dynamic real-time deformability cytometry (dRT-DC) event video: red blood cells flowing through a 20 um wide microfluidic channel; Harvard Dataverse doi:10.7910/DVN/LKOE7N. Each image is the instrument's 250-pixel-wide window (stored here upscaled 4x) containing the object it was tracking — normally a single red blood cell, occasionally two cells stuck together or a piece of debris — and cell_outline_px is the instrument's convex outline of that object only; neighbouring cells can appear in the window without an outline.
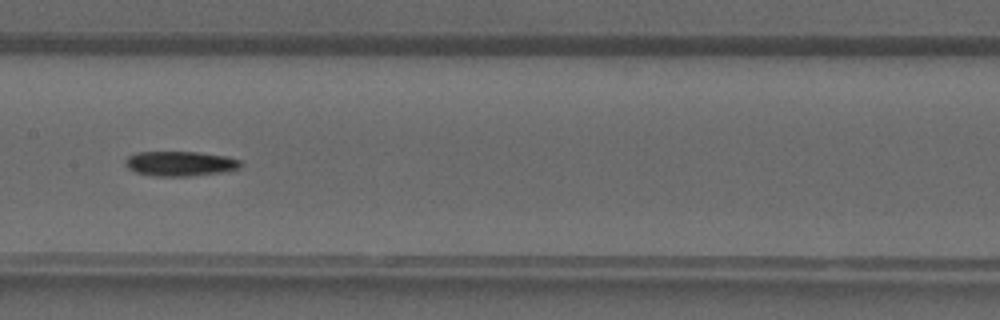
{"species": "common noctule bat (a hibernating species)", "species_latin": "Nyctalus noctula", "temperature_condition": "warm", "stored_images_in_passage": 28, "camera_frame_rate_fps": 3000, "um_per_image_px": 0.085, "animal": {"sex": "male", "forearm_length_mm": 52.5}, "frame": {"image": 1, "passage_image": 8, "time_ms": 2.333, "image_size_px": [1000, 320], "cell_outline_px": [[244, 164], [240, 168], [228, 172], [192, 176], [152, 176], [136, 172], [128, 168], [124, 164], [124, 160], [128, 156], [136, 152], [200, 152], [224, 156], [240, 160]], "centroid_in_image_um": [15.34, 13.91], "position_along_channel_um": 192.1, "area_um2": 16.99}}
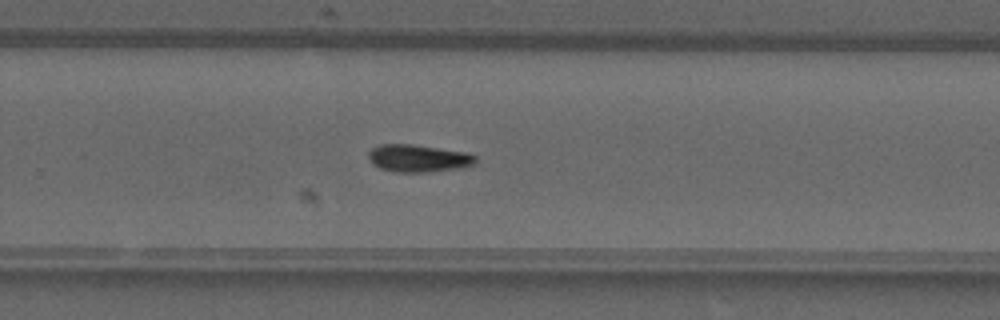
{"frame": {"image": 2, "passage_image": 14, "time_ms": 4.333, "image_size_px": [1000, 320], "cell_outline_px": [[476, 164], [460, 168], [428, 172], [392, 172], [380, 168], [372, 164], [368, 156], [368, 152], [372, 148], [380, 144], [412, 144], [468, 152], [476, 156]], "centroid_in_image_um": [35.56, 13.45], "position_along_channel_um": 294.2, "area_um2": 17.34}}
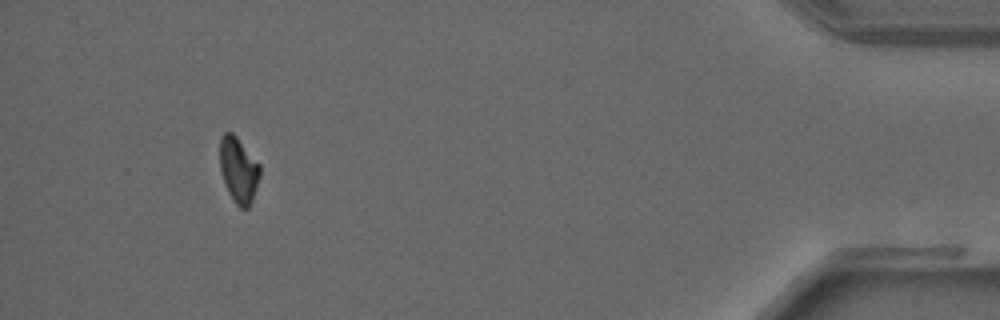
{"frame": {"image": 3, "passage_image": 25, "time_ms": 8.0, "image_size_px": [1000, 320], "cell_outline_px": [[260, 176], [252, 200], [248, 208], [240, 208], [232, 200], [224, 184], [220, 168], [220, 136], [224, 132], [232, 132], [236, 136], [260, 164]], "centroid_in_image_um": [20.27, 14.44], "position_along_channel_um": 414.9, "area_um2": 15.37}}